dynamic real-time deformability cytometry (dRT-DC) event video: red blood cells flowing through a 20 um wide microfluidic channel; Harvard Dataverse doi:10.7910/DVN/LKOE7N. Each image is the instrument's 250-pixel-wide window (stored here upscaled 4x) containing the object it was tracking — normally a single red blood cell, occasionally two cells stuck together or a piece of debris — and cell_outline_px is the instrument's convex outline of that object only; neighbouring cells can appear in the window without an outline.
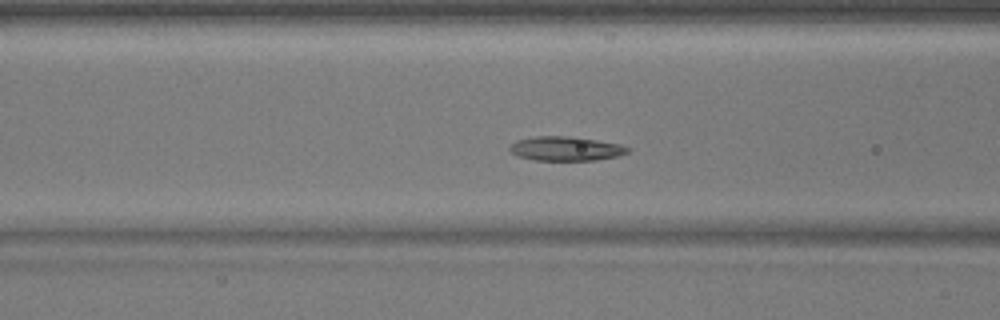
{"species": "common noctule bat (a hibernating species)", "species_latin": "Nyctalus noctula", "temperature_condition": "warm", "stored_images_in_passage": 40, "camera_frame_rate_fps": 3000, "um_per_image_px": 0.085, "animal": {"sex": "male", "body_mass_g": 17.9}, "frame": {"image": 1, "passage_image": 9, "time_ms": 2.667, "image_size_px": [1000, 320], "cell_outline_px": [[632, 148], [628, 152], [620, 156], [596, 160], [532, 160], [516, 156], [508, 148], [516, 140], [536, 136], [568, 136], [596, 140], [620, 144]], "centroid_in_image_um": [48.1, 12.64], "position_along_channel_um": 118.5, "area_um2": 16.76}}
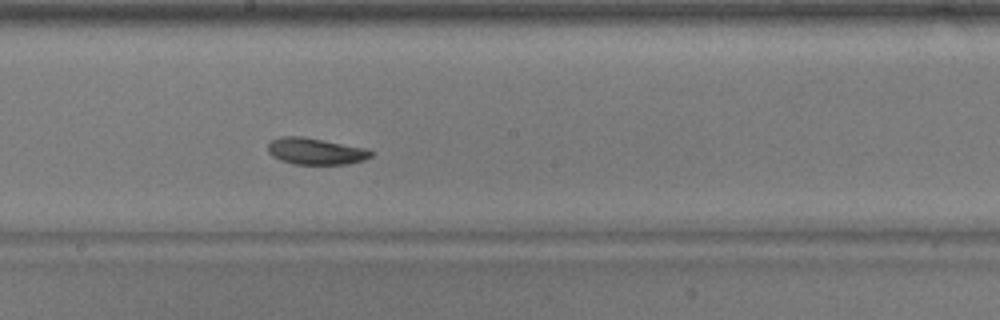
{"frame": {"image": 2, "passage_image": 17, "time_ms": 5.333, "image_size_px": [1000, 320], "cell_outline_px": [[372, 156], [364, 160], [348, 164], [292, 164], [280, 160], [272, 156], [268, 152], [268, 144], [272, 140], [280, 136], [300, 136], [368, 148], [372, 152]], "centroid_in_image_um": [26.83, 12.86], "position_along_channel_um": 221.4, "area_um2": 16.01}}
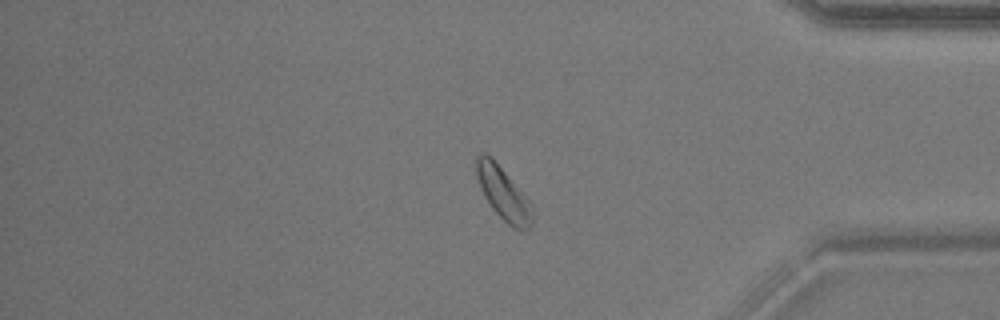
{"frame": {"image": 3, "passage_image": 32, "time_ms": 10.333, "image_size_px": [1000, 320], "cell_outline_px": [[536, 208], [532, 224], [524, 232], [512, 228], [492, 208], [484, 196], [480, 188], [476, 176], [476, 156], [480, 152], [484, 152], [504, 172]], "centroid_in_image_um": [42.82, 16.52], "position_along_channel_um": 392.4, "area_um2": 17.17}}